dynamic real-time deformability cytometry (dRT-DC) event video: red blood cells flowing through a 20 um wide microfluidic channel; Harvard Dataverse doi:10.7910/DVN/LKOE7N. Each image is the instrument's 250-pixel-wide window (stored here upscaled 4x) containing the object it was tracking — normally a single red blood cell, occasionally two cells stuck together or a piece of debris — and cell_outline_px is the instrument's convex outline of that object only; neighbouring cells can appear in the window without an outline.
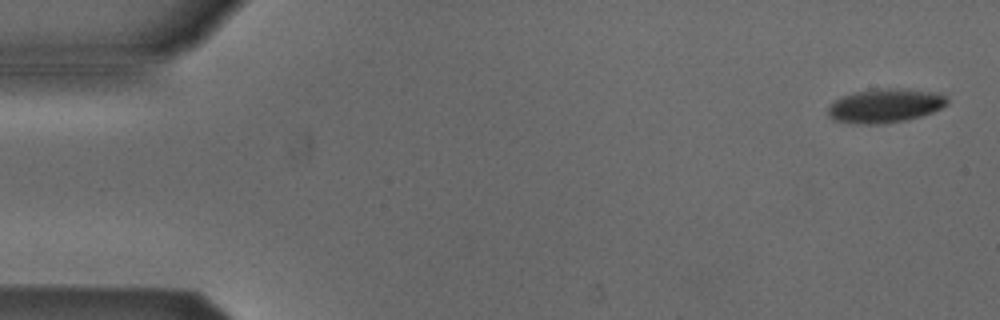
{"species": "Egyptian fruit bat (a non-hibernating species)", "species_latin": "Rousettus aegyptiacus", "temperature_condition": "cold", "stored_images_in_passage": 6, "camera_frame_rate_fps": 3000, "um_per_image_px": 0.085, "animal": {"sex": "male"}, "frame": {"image": 1, "passage_image": 1, "time_ms": 0.0, "image_size_px": [1000, 320], "cell_outline_px": [[948, 104], [932, 112], [908, 120], [884, 124], [856, 124], [836, 120], [828, 112], [828, 108], [836, 100], [844, 96], [856, 92], [876, 88], [928, 92], [944, 96], [948, 100]], "centroid_in_image_um": [75.22, 9.02], "position_along_channel_um": 9.8, "area_um2": 22.83}}
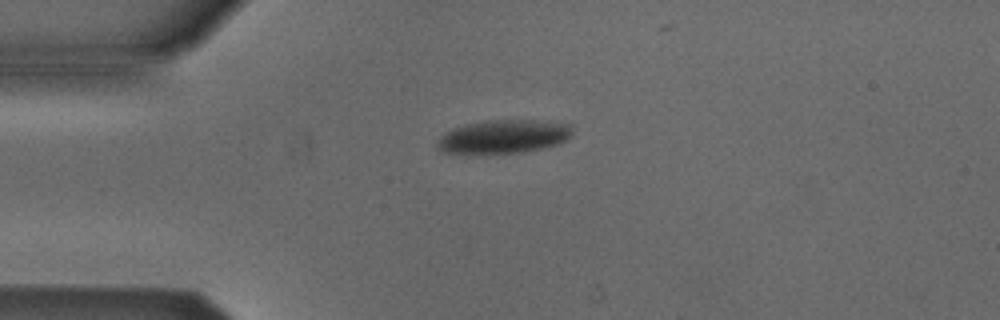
{"frame": {"image": 2, "passage_image": 4, "time_ms": 3.667, "image_size_px": [1000, 320], "cell_outline_px": [[572, 136], [556, 144], [544, 148], [520, 152], [444, 152], [436, 144], [440, 136], [444, 132], [452, 128], [484, 120], [532, 120], [572, 124]], "centroid_in_image_um": [42.83, 11.58], "position_along_channel_um": 42.2, "area_um2": 25.89}}
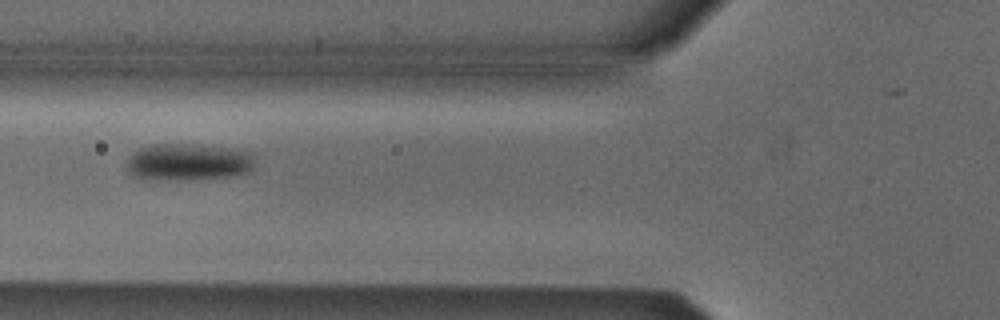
{"frame": {"image": 3, "passage_image": 6, "time_ms": 6.0, "image_size_px": [1000, 320], "cell_outline_px": [[256, 164], [252, 172], [236, 176], [168, 180], [144, 180], [132, 176], [128, 172], [128, 160], [132, 152], [140, 148], [152, 144], [200, 144], [228, 148], [252, 152]], "centroid_in_image_um": [16.03, 13.78], "position_along_channel_um": 109.8, "area_um2": 28.21}}